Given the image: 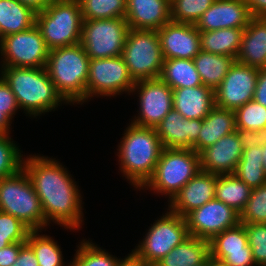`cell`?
I'll use <instances>...</instances> for the list:
<instances>
[{"label":"cell","mask_w":266,"mask_h":266,"mask_svg":"<svg viewBox=\"0 0 266 266\" xmlns=\"http://www.w3.org/2000/svg\"><path fill=\"white\" fill-rule=\"evenodd\" d=\"M22 167L38 195L46 223L65 229L82 228V197L74 178L57 160L38 155L23 159Z\"/></svg>","instance_id":"obj_1"},{"label":"cell","mask_w":266,"mask_h":266,"mask_svg":"<svg viewBox=\"0 0 266 266\" xmlns=\"http://www.w3.org/2000/svg\"><path fill=\"white\" fill-rule=\"evenodd\" d=\"M117 149L119 167L131 185L141 190L152 177L163 146L155 128L130 123Z\"/></svg>","instance_id":"obj_2"},{"label":"cell","mask_w":266,"mask_h":266,"mask_svg":"<svg viewBox=\"0 0 266 266\" xmlns=\"http://www.w3.org/2000/svg\"><path fill=\"white\" fill-rule=\"evenodd\" d=\"M0 74L16 96L19 108L30 117L53 109L55 111L61 103L66 102L56 90L45 67L1 66Z\"/></svg>","instance_id":"obj_3"},{"label":"cell","mask_w":266,"mask_h":266,"mask_svg":"<svg viewBox=\"0 0 266 266\" xmlns=\"http://www.w3.org/2000/svg\"><path fill=\"white\" fill-rule=\"evenodd\" d=\"M90 58L81 43L49 51L46 70L66 104L86 102Z\"/></svg>","instance_id":"obj_4"},{"label":"cell","mask_w":266,"mask_h":266,"mask_svg":"<svg viewBox=\"0 0 266 266\" xmlns=\"http://www.w3.org/2000/svg\"><path fill=\"white\" fill-rule=\"evenodd\" d=\"M200 171V156L193 149L163 148L152 177L141 189L168 195L170 202Z\"/></svg>","instance_id":"obj_5"},{"label":"cell","mask_w":266,"mask_h":266,"mask_svg":"<svg viewBox=\"0 0 266 266\" xmlns=\"http://www.w3.org/2000/svg\"><path fill=\"white\" fill-rule=\"evenodd\" d=\"M82 12L78 0H59L49 3L36 14V26L49 50L81 42Z\"/></svg>","instance_id":"obj_6"},{"label":"cell","mask_w":266,"mask_h":266,"mask_svg":"<svg viewBox=\"0 0 266 266\" xmlns=\"http://www.w3.org/2000/svg\"><path fill=\"white\" fill-rule=\"evenodd\" d=\"M0 211L16 217L30 230L42 231L48 226L41 201L23 167L0 179Z\"/></svg>","instance_id":"obj_7"},{"label":"cell","mask_w":266,"mask_h":266,"mask_svg":"<svg viewBox=\"0 0 266 266\" xmlns=\"http://www.w3.org/2000/svg\"><path fill=\"white\" fill-rule=\"evenodd\" d=\"M121 56L135 82L159 78L164 56L157 30L129 29Z\"/></svg>","instance_id":"obj_8"},{"label":"cell","mask_w":266,"mask_h":266,"mask_svg":"<svg viewBox=\"0 0 266 266\" xmlns=\"http://www.w3.org/2000/svg\"><path fill=\"white\" fill-rule=\"evenodd\" d=\"M129 29L125 18L83 20L80 43L90 59L118 57Z\"/></svg>","instance_id":"obj_9"},{"label":"cell","mask_w":266,"mask_h":266,"mask_svg":"<svg viewBox=\"0 0 266 266\" xmlns=\"http://www.w3.org/2000/svg\"><path fill=\"white\" fill-rule=\"evenodd\" d=\"M189 236L186 219L167 209L165 215L155 220L145 238L133 250L154 266Z\"/></svg>","instance_id":"obj_10"},{"label":"cell","mask_w":266,"mask_h":266,"mask_svg":"<svg viewBox=\"0 0 266 266\" xmlns=\"http://www.w3.org/2000/svg\"><path fill=\"white\" fill-rule=\"evenodd\" d=\"M49 48L36 25L0 39L2 66L41 68L46 66Z\"/></svg>","instance_id":"obj_11"},{"label":"cell","mask_w":266,"mask_h":266,"mask_svg":"<svg viewBox=\"0 0 266 266\" xmlns=\"http://www.w3.org/2000/svg\"><path fill=\"white\" fill-rule=\"evenodd\" d=\"M135 81L130 76L122 56L90 59L86 82V102L92 97L131 93Z\"/></svg>","instance_id":"obj_12"},{"label":"cell","mask_w":266,"mask_h":266,"mask_svg":"<svg viewBox=\"0 0 266 266\" xmlns=\"http://www.w3.org/2000/svg\"><path fill=\"white\" fill-rule=\"evenodd\" d=\"M137 92L139 113L131 123L155 128L173 108V89L160 78L135 82L131 93Z\"/></svg>","instance_id":"obj_13"},{"label":"cell","mask_w":266,"mask_h":266,"mask_svg":"<svg viewBox=\"0 0 266 266\" xmlns=\"http://www.w3.org/2000/svg\"><path fill=\"white\" fill-rule=\"evenodd\" d=\"M259 69L235 61L214 90L215 105L236 110L253 100Z\"/></svg>","instance_id":"obj_14"},{"label":"cell","mask_w":266,"mask_h":266,"mask_svg":"<svg viewBox=\"0 0 266 266\" xmlns=\"http://www.w3.org/2000/svg\"><path fill=\"white\" fill-rule=\"evenodd\" d=\"M190 236L210 241L215 235L240 223V213L216 198L186 217Z\"/></svg>","instance_id":"obj_15"},{"label":"cell","mask_w":266,"mask_h":266,"mask_svg":"<svg viewBox=\"0 0 266 266\" xmlns=\"http://www.w3.org/2000/svg\"><path fill=\"white\" fill-rule=\"evenodd\" d=\"M209 245L210 256L229 266H256L242 223L215 235Z\"/></svg>","instance_id":"obj_16"},{"label":"cell","mask_w":266,"mask_h":266,"mask_svg":"<svg viewBox=\"0 0 266 266\" xmlns=\"http://www.w3.org/2000/svg\"><path fill=\"white\" fill-rule=\"evenodd\" d=\"M157 33L164 59H193L200 51V34L194 24L169 21Z\"/></svg>","instance_id":"obj_17"},{"label":"cell","mask_w":266,"mask_h":266,"mask_svg":"<svg viewBox=\"0 0 266 266\" xmlns=\"http://www.w3.org/2000/svg\"><path fill=\"white\" fill-rule=\"evenodd\" d=\"M202 120L183 118L174 108L155 127L163 148L193 149L198 153Z\"/></svg>","instance_id":"obj_18"},{"label":"cell","mask_w":266,"mask_h":266,"mask_svg":"<svg viewBox=\"0 0 266 266\" xmlns=\"http://www.w3.org/2000/svg\"><path fill=\"white\" fill-rule=\"evenodd\" d=\"M243 150L236 130L199 153L200 168L202 171L215 175L233 174Z\"/></svg>","instance_id":"obj_19"},{"label":"cell","mask_w":266,"mask_h":266,"mask_svg":"<svg viewBox=\"0 0 266 266\" xmlns=\"http://www.w3.org/2000/svg\"><path fill=\"white\" fill-rule=\"evenodd\" d=\"M251 18L245 0H215L201 15L195 27L199 31L245 28Z\"/></svg>","instance_id":"obj_20"},{"label":"cell","mask_w":266,"mask_h":266,"mask_svg":"<svg viewBox=\"0 0 266 266\" xmlns=\"http://www.w3.org/2000/svg\"><path fill=\"white\" fill-rule=\"evenodd\" d=\"M217 175L198 172L168 203V210L185 218L190 212L215 199Z\"/></svg>","instance_id":"obj_21"},{"label":"cell","mask_w":266,"mask_h":266,"mask_svg":"<svg viewBox=\"0 0 266 266\" xmlns=\"http://www.w3.org/2000/svg\"><path fill=\"white\" fill-rule=\"evenodd\" d=\"M130 29L159 30L170 18V0H126Z\"/></svg>","instance_id":"obj_22"},{"label":"cell","mask_w":266,"mask_h":266,"mask_svg":"<svg viewBox=\"0 0 266 266\" xmlns=\"http://www.w3.org/2000/svg\"><path fill=\"white\" fill-rule=\"evenodd\" d=\"M235 60L257 69L266 68V17L251 18Z\"/></svg>","instance_id":"obj_23"},{"label":"cell","mask_w":266,"mask_h":266,"mask_svg":"<svg viewBox=\"0 0 266 266\" xmlns=\"http://www.w3.org/2000/svg\"><path fill=\"white\" fill-rule=\"evenodd\" d=\"M215 106L214 90L204 85L173 89V108L183 118L202 120Z\"/></svg>","instance_id":"obj_24"},{"label":"cell","mask_w":266,"mask_h":266,"mask_svg":"<svg viewBox=\"0 0 266 266\" xmlns=\"http://www.w3.org/2000/svg\"><path fill=\"white\" fill-rule=\"evenodd\" d=\"M234 110L214 106L202 119V128L198 137V154L205 148L214 145L223 136L236 131Z\"/></svg>","instance_id":"obj_25"},{"label":"cell","mask_w":266,"mask_h":266,"mask_svg":"<svg viewBox=\"0 0 266 266\" xmlns=\"http://www.w3.org/2000/svg\"><path fill=\"white\" fill-rule=\"evenodd\" d=\"M210 256L209 241L189 236L154 266H195Z\"/></svg>","instance_id":"obj_26"},{"label":"cell","mask_w":266,"mask_h":266,"mask_svg":"<svg viewBox=\"0 0 266 266\" xmlns=\"http://www.w3.org/2000/svg\"><path fill=\"white\" fill-rule=\"evenodd\" d=\"M36 13L18 0H0V39L32 28Z\"/></svg>","instance_id":"obj_27"},{"label":"cell","mask_w":266,"mask_h":266,"mask_svg":"<svg viewBox=\"0 0 266 266\" xmlns=\"http://www.w3.org/2000/svg\"><path fill=\"white\" fill-rule=\"evenodd\" d=\"M236 60L226 55H218L201 50L193 62L204 86L215 90L223 81Z\"/></svg>","instance_id":"obj_28"},{"label":"cell","mask_w":266,"mask_h":266,"mask_svg":"<svg viewBox=\"0 0 266 266\" xmlns=\"http://www.w3.org/2000/svg\"><path fill=\"white\" fill-rule=\"evenodd\" d=\"M245 28L199 31L201 50L236 59Z\"/></svg>","instance_id":"obj_29"},{"label":"cell","mask_w":266,"mask_h":266,"mask_svg":"<svg viewBox=\"0 0 266 266\" xmlns=\"http://www.w3.org/2000/svg\"><path fill=\"white\" fill-rule=\"evenodd\" d=\"M159 78L172 89L203 85L193 59H164Z\"/></svg>","instance_id":"obj_30"},{"label":"cell","mask_w":266,"mask_h":266,"mask_svg":"<svg viewBox=\"0 0 266 266\" xmlns=\"http://www.w3.org/2000/svg\"><path fill=\"white\" fill-rule=\"evenodd\" d=\"M251 191L252 189L234 174L217 175L215 198L239 213L246 206Z\"/></svg>","instance_id":"obj_31"},{"label":"cell","mask_w":266,"mask_h":266,"mask_svg":"<svg viewBox=\"0 0 266 266\" xmlns=\"http://www.w3.org/2000/svg\"><path fill=\"white\" fill-rule=\"evenodd\" d=\"M262 155L261 147L259 146L244 149L242 157L233 173L251 189L258 188L266 183Z\"/></svg>","instance_id":"obj_32"},{"label":"cell","mask_w":266,"mask_h":266,"mask_svg":"<svg viewBox=\"0 0 266 266\" xmlns=\"http://www.w3.org/2000/svg\"><path fill=\"white\" fill-rule=\"evenodd\" d=\"M41 230H30L26 243L33 249L39 266H70L63 262L61 247L48 235H40Z\"/></svg>","instance_id":"obj_33"},{"label":"cell","mask_w":266,"mask_h":266,"mask_svg":"<svg viewBox=\"0 0 266 266\" xmlns=\"http://www.w3.org/2000/svg\"><path fill=\"white\" fill-rule=\"evenodd\" d=\"M83 20L125 18L126 0H78Z\"/></svg>","instance_id":"obj_34"},{"label":"cell","mask_w":266,"mask_h":266,"mask_svg":"<svg viewBox=\"0 0 266 266\" xmlns=\"http://www.w3.org/2000/svg\"><path fill=\"white\" fill-rule=\"evenodd\" d=\"M94 244L83 239L70 266H116L118 258Z\"/></svg>","instance_id":"obj_35"},{"label":"cell","mask_w":266,"mask_h":266,"mask_svg":"<svg viewBox=\"0 0 266 266\" xmlns=\"http://www.w3.org/2000/svg\"><path fill=\"white\" fill-rule=\"evenodd\" d=\"M215 0H170V18L177 23L196 24Z\"/></svg>","instance_id":"obj_36"},{"label":"cell","mask_w":266,"mask_h":266,"mask_svg":"<svg viewBox=\"0 0 266 266\" xmlns=\"http://www.w3.org/2000/svg\"><path fill=\"white\" fill-rule=\"evenodd\" d=\"M236 129L259 131L266 128V107L251 100L235 111Z\"/></svg>","instance_id":"obj_37"},{"label":"cell","mask_w":266,"mask_h":266,"mask_svg":"<svg viewBox=\"0 0 266 266\" xmlns=\"http://www.w3.org/2000/svg\"><path fill=\"white\" fill-rule=\"evenodd\" d=\"M12 140L10 134H0V179L22 168L23 154Z\"/></svg>","instance_id":"obj_38"},{"label":"cell","mask_w":266,"mask_h":266,"mask_svg":"<svg viewBox=\"0 0 266 266\" xmlns=\"http://www.w3.org/2000/svg\"><path fill=\"white\" fill-rule=\"evenodd\" d=\"M240 223H266V183L252 189L250 198L240 213Z\"/></svg>","instance_id":"obj_39"},{"label":"cell","mask_w":266,"mask_h":266,"mask_svg":"<svg viewBox=\"0 0 266 266\" xmlns=\"http://www.w3.org/2000/svg\"><path fill=\"white\" fill-rule=\"evenodd\" d=\"M256 266H266V223L244 224Z\"/></svg>","instance_id":"obj_40"},{"label":"cell","mask_w":266,"mask_h":266,"mask_svg":"<svg viewBox=\"0 0 266 266\" xmlns=\"http://www.w3.org/2000/svg\"><path fill=\"white\" fill-rule=\"evenodd\" d=\"M30 229L19 219L0 211V235H11V240L26 242Z\"/></svg>","instance_id":"obj_41"},{"label":"cell","mask_w":266,"mask_h":266,"mask_svg":"<svg viewBox=\"0 0 266 266\" xmlns=\"http://www.w3.org/2000/svg\"><path fill=\"white\" fill-rule=\"evenodd\" d=\"M243 149L262 147L266 145V128L259 131H251L245 129H237Z\"/></svg>","instance_id":"obj_42"},{"label":"cell","mask_w":266,"mask_h":266,"mask_svg":"<svg viewBox=\"0 0 266 266\" xmlns=\"http://www.w3.org/2000/svg\"><path fill=\"white\" fill-rule=\"evenodd\" d=\"M26 242H16L0 249V266H12L18 258L20 248Z\"/></svg>","instance_id":"obj_43"},{"label":"cell","mask_w":266,"mask_h":266,"mask_svg":"<svg viewBox=\"0 0 266 266\" xmlns=\"http://www.w3.org/2000/svg\"><path fill=\"white\" fill-rule=\"evenodd\" d=\"M0 108H19L16 96L11 91L8 83L0 75Z\"/></svg>","instance_id":"obj_44"},{"label":"cell","mask_w":266,"mask_h":266,"mask_svg":"<svg viewBox=\"0 0 266 266\" xmlns=\"http://www.w3.org/2000/svg\"><path fill=\"white\" fill-rule=\"evenodd\" d=\"M12 266H39L33 249L27 243L20 248L18 258Z\"/></svg>","instance_id":"obj_45"},{"label":"cell","mask_w":266,"mask_h":266,"mask_svg":"<svg viewBox=\"0 0 266 266\" xmlns=\"http://www.w3.org/2000/svg\"><path fill=\"white\" fill-rule=\"evenodd\" d=\"M253 100L266 107V68L259 69Z\"/></svg>","instance_id":"obj_46"},{"label":"cell","mask_w":266,"mask_h":266,"mask_svg":"<svg viewBox=\"0 0 266 266\" xmlns=\"http://www.w3.org/2000/svg\"><path fill=\"white\" fill-rule=\"evenodd\" d=\"M20 108H0V134L9 135L11 120Z\"/></svg>","instance_id":"obj_47"},{"label":"cell","mask_w":266,"mask_h":266,"mask_svg":"<svg viewBox=\"0 0 266 266\" xmlns=\"http://www.w3.org/2000/svg\"><path fill=\"white\" fill-rule=\"evenodd\" d=\"M252 17H266V0H245Z\"/></svg>","instance_id":"obj_48"},{"label":"cell","mask_w":266,"mask_h":266,"mask_svg":"<svg viewBox=\"0 0 266 266\" xmlns=\"http://www.w3.org/2000/svg\"><path fill=\"white\" fill-rule=\"evenodd\" d=\"M116 266H152L140 257L134 250L123 259H118Z\"/></svg>","instance_id":"obj_49"},{"label":"cell","mask_w":266,"mask_h":266,"mask_svg":"<svg viewBox=\"0 0 266 266\" xmlns=\"http://www.w3.org/2000/svg\"><path fill=\"white\" fill-rule=\"evenodd\" d=\"M24 6L33 10L36 14L42 12L49 4L46 0H18Z\"/></svg>","instance_id":"obj_50"},{"label":"cell","mask_w":266,"mask_h":266,"mask_svg":"<svg viewBox=\"0 0 266 266\" xmlns=\"http://www.w3.org/2000/svg\"><path fill=\"white\" fill-rule=\"evenodd\" d=\"M14 243L11 240V235H0V249L6 247L7 245Z\"/></svg>","instance_id":"obj_51"},{"label":"cell","mask_w":266,"mask_h":266,"mask_svg":"<svg viewBox=\"0 0 266 266\" xmlns=\"http://www.w3.org/2000/svg\"><path fill=\"white\" fill-rule=\"evenodd\" d=\"M209 266H229L225 264L223 261L217 260L209 256Z\"/></svg>","instance_id":"obj_52"},{"label":"cell","mask_w":266,"mask_h":266,"mask_svg":"<svg viewBox=\"0 0 266 266\" xmlns=\"http://www.w3.org/2000/svg\"><path fill=\"white\" fill-rule=\"evenodd\" d=\"M261 153L263 154V169H264V174L266 176V145L261 147Z\"/></svg>","instance_id":"obj_53"},{"label":"cell","mask_w":266,"mask_h":266,"mask_svg":"<svg viewBox=\"0 0 266 266\" xmlns=\"http://www.w3.org/2000/svg\"><path fill=\"white\" fill-rule=\"evenodd\" d=\"M195 266H209V257L203 262Z\"/></svg>","instance_id":"obj_54"},{"label":"cell","mask_w":266,"mask_h":266,"mask_svg":"<svg viewBox=\"0 0 266 266\" xmlns=\"http://www.w3.org/2000/svg\"><path fill=\"white\" fill-rule=\"evenodd\" d=\"M48 3H52V2H55V1H59V0H46Z\"/></svg>","instance_id":"obj_55"}]
</instances>
